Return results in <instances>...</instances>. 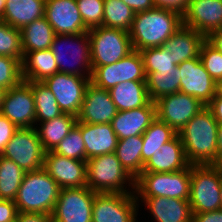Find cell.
<instances>
[{"label": "cell", "mask_w": 222, "mask_h": 222, "mask_svg": "<svg viewBox=\"0 0 222 222\" xmlns=\"http://www.w3.org/2000/svg\"><path fill=\"white\" fill-rule=\"evenodd\" d=\"M87 186L61 188L51 214L52 222H92L95 195Z\"/></svg>", "instance_id": "cell-11"}, {"label": "cell", "mask_w": 222, "mask_h": 222, "mask_svg": "<svg viewBox=\"0 0 222 222\" xmlns=\"http://www.w3.org/2000/svg\"><path fill=\"white\" fill-rule=\"evenodd\" d=\"M135 12L122 0H104L103 26L130 31Z\"/></svg>", "instance_id": "cell-36"}, {"label": "cell", "mask_w": 222, "mask_h": 222, "mask_svg": "<svg viewBox=\"0 0 222 222\" xmlns=\"http://www.w3.org/2000/svg\"><path fill=\"white\" fill-rule=\"evenodd\" d=\"M129 80L146 81L143 59L137 50L113 64L96 67L91 76V83L105 90Z\"/></svg>", "instance_id": "cell-12"}, {"label": "cell", "mask_w": 222, "mask_h": 222, "mask_svg": "<svg viewBox=\"0 0 222 222\" xmlns=\"http://www.w3.org/2000/svg\"><path fill=\"white\" fill-rule=\"evenodd\" d=\"M86 185L96 193H134L135 179L124 169L115 153L86 161Z\"/></svg>", "instance_id": "cell-4"}, {"label": "cell", "mask_w": 222, "mask_h": 222, "mask_svg": "<svg viewBox=\"0 0 222 222\" xmlns=\"http://www.w3.org/2000/svg\"><path fill=\"white\" fill-rule=\"evenodd\" d=\"M217 165L222 166V125L218 126L217 132Z\"/></svg>", "instance_id": "cell-51"}, {"label": "cell", "mask_w": 222, "mask_h": 222, "mask_svg": "<svg viewBox=\"0 0 222 222\" xmlns=\"http://www.w3.org/2000/svg\"><path fill=\"white\" fill-rule=\"evenodd\" d=\"M116 114L117 109L109 90L96 87L90 82L77 120L89 124H107L111 123Z\"/></svg>", "instance_id": "cell-20"}, {"label": "cell", "mask_w": 222, "mask_h": 222, "mask_svg": "<svg viewBox=\"0 0 222 222\" xmlns=\"http://www.w3.org/2000/svg\"><path fill=\"white\" fill-rule=\"evenodd\" d=\"M45 153L36 128H18L1 156L13 160L25 172L44 167Z\"/></svg>", "instance_id": "cell-9"}, {"label": "cell", "mask_w": 222, "mask_h": 222, "mask_svg": "<svg viewBox=\"0 0 222 222\" xmlns=\"http://www.w3.org/2000/svg\"><path fill=\"white\" fill-rule=\"evenodd\" d=\"M179 92L197 98L207 106L216 95L217 82L205 70L200 57L181 62L179 65Z\"/></svg>", "instance_id": "cell-16"}, {"label": "cell", "mask_w": 222, "mask_h": 222, "mask_svg": "<svg viewBox=\"0 0 222 222\" xmlns=\"http://www.w3.org/2000/svg\"><path fill=\"white\" fill-rule=\"evenodd\" d=\"M20 32L24 55L27 52L49 49L56 35L45 17L29 23L23 27Z\"/></svg>", "instance_id": "cell-30"}, {"label": "cell", "mask_w": 222, "mask_h": 222, "mask_svg": "<svg viewBox=\"0 0 222 222\" xmlns=\"http://www.w3.org/2000/svg\"><path fill=\"white\" fill-rule=\"evenodd\" d=\"M142 135L118 140L115 154L124 169L136 179L142 173Z\"/></svg>", "instance_id": "cell-31"}, {"label": "cell", "mask_w": 222, "mask_h": 222, "mask_svg": "<svg viewBox=\"0 0 222 222\" xmlns=\"http://www.w3.org/2000/svg\"><path fill=\"white\" fill-rule=\"evenodd\" d=\"M84 25L88 29L103 26L104 0H76Z\"/></svg>", "instance_id": "cell-42"}, {"label": "cell", "mask_w": 222, "mask_h": 222, "mask_svg": "<svg viewBox=\"0 0 222 222\" xmlns=\"http://www.w3.org/2000/svg\"><path fill=\"white\" fill-rule=\"evenodd\" d=\"M177 133L166 123L156 118L142 134V170L153 154L160 152V147L169 142Z\"/></svg>", "instance_id": "cell-33"}, {"label": "cell", "mask_w": 222, "mask_h": 222, "mask_svg": "<svg viewBox=\"0 0 222 222\" xmlns=\"http://www.w3.org/2000/svg\"><path fill=\"white\" fill-rule=\"evenodd\" d=\"M182 15L174 10L154 7L148 11L135 13L129 31L134 50L159 47L181 26Z\"/></svg>", "instance_id": "cell-2"}, {"label": "cell", "mask_w": 222, "mask_h": 222, "mask_svg": "<svg viewBox=\"0 0 222 222\" xmlns=\"http://www.w3.org/2000/svg\"><path fill=\"white\" fill-rule=\"evenodd\" d=\"M193 222H222V209L193 214Z\"/></svg>", "instance_id": "cell-47"}, {"label": "cell", "mask_w": 222, "mask_h": 222, "mask_svg": "<svg viewBox=\"0 0 222 222\" xmlns=\"http://www.w3.org/2000/svg\"><path fill=\"white\" fill-rule=\"evenodd\" d=\"M46 0H6L2 22L21 30L44 17Z\"/></svg>", "instance_id": "cell-26"}, {"label": "cell", "mask_w": 222, "mask_h": 222, "mask_svg": "<svg viewBox=\"0 0 222 222\" xmlns=\"http://www.w3.org/2000/svg\"><path fill=\"white\" fill-rule=\"evenodd\" d=\"M6 0H0V18L2 20L5 11Z\"/></svg>", "instance_id": "cell-53"}, {"label": "cell", "mask_w": 222, "mask_h": 222, "mask_svg": "<svg viewBox=\"0 0 222 222\" xmlns=\"http://www.w3.org/2000/svg\"><path fill=\"white\" fill-rule=\"evenodd\" d=\"M215 97H222V79L217 82Z\"/></svg>", "instance_id": "cell-52"}, {"label": "cell", "mask_w": 222, "mask_h": 222, "mask_svg": "<svg viewBox=\"0 0 222 222\" xmlns=\"http://www.w3.org/2000/svg\"><path fill=\"white\" fill-rule=\"evenodd\" d=\"M154 222H193L189 200L165 197L136 198ZM144 203V204H143Z\"/></svg>", "instance_id": "cell-21"}, {"label": "cell", "mask_w": 222, "mask_h": 222, "mask_svg": "<svg viewBox=\"0 0 222 222\" xmlns=\"http://www.w3.org/2000/svg\"><path fill=\"white\" fill-rule=\"evenodd\" d=\"M179 72V67L176 66L174 69L151 72L146 76V86L151 101L155 103L164 96L179 92L181 80Z\"/></svg>", "instance_id": "cell-32"}, {"label": "cell", "mask_w": 222, "mask_h": 222, "mask_svg": "<svg viewBox=\"0 0 222 222\" xmlns=\"http://www.w3.org/2000/svg\"><path fill=\"white\" fill-rule=\"evenodd\" d=\"M191 164L188 162L185 150L178 133L160 147V152L152 155L144 164L142 172H176L186 169Z\"/></svg>", "instance_id": "cell-24"}, {"label": "cell", "mask_w": 222, "mask_h": 222, "mask_svg": "<svg viewBox=\"0 0 222 222\" xmlns=\"http://www.w3.org/2000/svg\"><path fill=\"white\" fill-rule=\"evenodd\" d=\"M22 78L25 82H43L58 73V66L51 49L27 52L23 56Z\"/></svg>", "instance_id": "cell-27"}, {"label": "cell", "mask_w": 222, "mask_h": 222, "mask_svg": "<svg viewBox=\"0 0 222 222\" xmlns=\"http://www.w3.org/2000/svg\"><path fill=\"white\" fill-rule=\"evenodd\" d=\"M17 214V207L13 200L0 199V222H14Z\"/></svg>", "instance_id": "cell-44"}, {"label": "cell", "mask_w": 222, "mask_h": 222, "mask_svg": "<svg viewBox=\"0 0 222 222\" xmlns=\"http://www.w3.org/2000/svg\"><path fill=\"white\" fill-rule=\"evenodd\" d=\"M32 92L36 109V125L63 114L55 95L43 82H32Z\"/></svg>", "instance_id": "cell-35"}, {"label": "cell", "mask_w": 222, "mask_h": 222, "mask_svg": "<svg viewBox=\"0 0 222 222\" xmlns=\"http://www.w3.org/2000/svg\"><path fill=\"white\" fill-rule=\"evenodd\" d=\"M53 152L67 158L86 161L85 143L80 129L75 125Z\"/></svg>", "instance_id": "cell-39"}, {"label": "cell", "mask_w": 222, "mask_h": 222, "mask_svg": "<svg viewBox=\"0 0 222 222\" xmlns=\"http://www.w3.org/2000/svg\"><path fill=\"white\" fill-rule=\"evenodd\" d=\"M157 118L156 104L150 101L146 106L127 111H117L111 125L118 140L142 135Z\"/></svg>", "instance_id": "cell-22"}, {"label": "cell", "mask_w": 222, "mask_h": 222, "mask_svg": "<svg viewBox=\"0 0 222 222\" xmlns=\"http://www.w3.org/2000/svg\"><path fill=\"white\" fill-rule=\"evenodd\" d=\"M222 166L191 165L190 197L192 213L221 209Z\"/></svg>", "instance_id": "cell-7"}, {"label": "cell", "mask_w": 222, "mask_h": 222, "mask_svg": "<svg viewBox=\"0 0 222 222\" xmlns=\"http://www.w3.org/2000/svg\"><path fill=\"white\" fill-rule=\"evenodd\" d=\"M0 113L17 128L36 126V109L32 92V82L22 81L5 91Z\"/></svg>", "instance_id": "cell-14"}, {"label": "cell", "mask_w": 222, "mask_h": 222, "mask_svg": "<svg viewBox=\"0 0 222 222\" xmlns=\"http://www.w3.org/2000/svg\"><path fill=\"white\" fill-rule=\"evenodd\" d=\"M155 104L157 118L168 124L176 133L205 107L197 98L181 92L164 96Z\"/></svg>", "instance_id": "cell-15"}, {"label": "cell", "mask_w": 222, "mask_h": 222, "mask_svg": "<svg viewBox=\"0 0 222 222\" xmlns=\"http://www.w3.org/2000/svg\"><path fill=\"white\" fill-rule=\"evenodd\" d=\"M191 165L176 172H142L135 179L136 198L165 197L189 200Z\"/></svg>", "instance_id": "cell-6"}, {"label": "cell", "mask_w": 222, "mask_h": 222, "mask_svg": "<svg viewBox=\"0 0 222 222\" xmlns=\"http://www.w3.org/2000/svg\"><path fill=\"white\" fill-rule=\"evenodd\" d=\"M155 7L171 9L181 15L185 12L190 0H153Z\"/></svg>", "instance_id": "cell-45"}, {"label": "cell", "mask_w": 222, "mask_h": 222, "mask_svg": "<svg viewBox=\"0 0 222 222\" xmlns=\"http://www.w3.org/2000/svg\"><path fill=\"white\" fill-rule=\"evenodd\" d=\"M18 128L0 113V156Z\"/></svg>", "instance_id": "cell-43"}, {"label": "cell", "mask_w": 222, "mask_h": 222, "mask_svg": "<svg viewBox=\"0 0 222 222\" xmlns=\"http://www.w3.org/2000/svg\"><path fill=\"white\" fill-rule=\"evenodd\" d=\"M16 222H52V217L41 213H18Z\"/></svg>", "instance_id": "cell-46"}, {"label": "cell", "mask_w": 222, "mask_h": 222, "mask_svg": "<svg viewBox=\"0 0 222 222\" xmlns=\"http://www.w3.org/2000/svg\"><path fill=\"white\" fill-rule=\"evenodd\" d=\"M5 89H3L2 87H0V109H1V106H2V101H3V97H4V94H5Z\"/></svg>", "instance_id": "cell-54"}, {"label": "cell", "mask_w": 222, "mask_h": 222, "mask_svg": "<svg viewBox=\"0 0 222 222\" xmlns=\"http://www.w3.org/2000/svg\"><path fill=\"white\" fill-rule=\"evenodd\" d=\"M144 64L146 76L151 72H160V70L174 69V58L170 52L164 50L162 46L146 48L139 51Z\"/></svg>", "instance_id": "cell-37"}, {"label": "cell", "mask_w": 222, "mask_h": 222, "mask_svg": "<svg viewBox=\"0 0 222 222\" xmlns=\"http://www.w3.org/2000/svg\"><path fill=\"white\" fill-rule=\"evenodd\" d=\"M182 24L207 38L222 29V0H190L182 14Z\"/></svg>", "instance_id": "cell-17"}, {"label": "cell", "mask_w": 222, "mask_h": 222, "mask_svg": "<svg viewBox=\"0 0 222 222\" xmlns=\"http://www.w3.org/2000/svg\"><path fill=\"white\" fill-rule=\"evenodd\" d=\"M206 37L193 28L182 25L164 44L162 48L171 53L174 64L199 57L200 49Z\"/></svg>", "instance_id": "cell-25"}, {"label": "cell", "mask_w": 222, "mask_h": 222, "mask_svg": "<svg viewBox=\"0 0 222 222\" xmlns=\"http://www.w3.org/2000/svg\"><path fill=\"white\" fill-rule=\"evenodd\" d=\"M76 122L77 117L63 113L54 119L38 123L35 128L44 150L53 151L74 128Z\"/></svg>", "instance_id": "cell-29"}, {"label": "cell", "mask_w": 222, "mask_h": 222, "mask_svg": "<svg viewBox=\"0 0 222 222\" xmlns=\"http://www.w3.org/2000/svg\"><path fill=\"white\" fill-rule=\"evenodd\" d=\"M92 71L98 66L113 64L134 49L128 31L105 26L88 30Z\"/></svg>", "instance_id": "cell-8"}, {"label": "cell", "mask_w": 222, "mask_h": 222, "mask_svg": "<svg viewBox=\"0 0 222 222\" xmlns=\"http://www.w3.org/2000/svg\"><path fill=\"white\" fill-rule=\"evenodd\" d=\"M91 78L73 74L55 73L45 79L43 83L55 95L61 111L78 117L85 92Z\"/></svg>", "instance_id": "cell-13"}, {"label": "cell", "mask_w": 222, "mask_h": 222, "mask_svg": "<svg viewBox=\"0 0 222 222\" xmlns=\"http://www.w3.org/2000/svg\"><path fill=\"white\" fill-rule=\"evenodd\" d=\"M22 81L21 61L8 56H0V87L8 90Z\"/></svg>", "instance_id": "cell-40"}, {"label": "cell", "mask_w": 222, "mask_h": 222, "mask_svg": "<svg viewBox=\"0 0 222 222\" xmlns=\"http://www.w3.org/2000/svg\"><path fill=\"white\" fill-rule=\"evenodd\" d=\"M76 126L80 129L85 143L86 161L95 156L115 152L118 137L111 123L89 124L77 120Z\"/></svg>", "instance_id": "cell-23"}, {"label": "cell", "mask_w": 222, "mask_h": 222, "mask_svg": "<svg viewBox=\"0 0 222 222\" xmlns=\"http://www.w3.org/2000/svg\"><path fill=\"white\" fill-rule=\"evenodd\" d=\"M126 3L135 13L148 11L155 7L153 0H122Z\"/></svg>", "instance_id": "cell-48"}, {"label": "cell", "mask_w": 222, "mask_h": 222, "mask_svg": "<svg viewBox=\"0 0 222 222\" xmlns=\"http://www.w3.org/2000/svg\"><path fill=\"white\" fill-rule=\"evenodd\" d=\"M50 49L60 73L91 78L92 63L88 32L56 34Z\"/></svg>", "instance_id": "cell-5"}, {"label": "cell", "mask_w": 222, "mask_h": 222, "mask_svg": "<svg viewBox=\"0 0 222 222\" xmlns=\"http://www.w3.org/2000/svg\"><path fill=\"white\" fill-rule=\"evenodd\" d=\"M200 60L215 82L222 79V53L207 39L200 49Z\"/></svg>", "instance_id": "cell-41"}, {"label": "cell", "mask_w": 222, "mask_h": 222, "mask_svg": "<svg viewBox=\"0 0 222 222\" xmlns=\"http://www.w3.org/2000/svg\"><path fill=\"white\" fill-rule=\"evenodd\" d=\"M206 39L222 53V29L212 32Z\"/></svg>", "instance_id": "cell-50"}, {"label": "cell", "mask_w": 222, "mask_h": 222, "mask_svg": "<svg viewBox=\"0 0 222 222\" xmlns=\"http://www.w3.org/2000/svg\"><path fill=\"white\" fill-rule=\"evenodd\" d=\"M44 17L55 34H81L88 32L76 0H46Z\"/></svg>", "instance_id": "cell-19"}, {"label": "cell", "mask_w": 222, "mask_h": 222, "mask_svg": "<svg viewBox=\"0 0 222 222\" xmlns=\"http://www.w3.org/2000/svg\"><path fill=\"white\" fill-rule=\"evenodd\" d=\"M139 204L134 193H97L92 222H139Z\"/></svg>", "instance_id": "cell-10"}, {"label": "cell", "mask_w": 222, "mask_h": 222, "mask_svg": "<svg viewBox=\"0 0 222 222\" xmlns=\"http://www.w3.org/2000/svg\"><path fill=\"white\" fill-rule=\"evenodd\" d=\"M218 126L213 113L205 106L178 133L191 165H217Z\"/></svg>", "instance_id": "cell-1"}, {"label": "cell", "mask_w": 222, "mask_h": 222, "mask_svg": "<svg viewBox=\"0 0 222 222\" xmlns=\"http://www.w3.org/2000/svg\"><path fill=\"white\" fill-rule=\"evenodd\" d=\"M0 56H8L23 61L21 32L19 29L0 23Z\"/></svg>", "instance_id": "cell-38"}, {"label": "cell", "mask_w": 222, "mask_h": 222, "mask_svg": "<svg viewBox=\"0 0 222 222\" xmlns=\"http://www.w3.org/2000/svg\"><path fill=\"white\" fill-rule=\"evenodd\" d=\"M60 189L44 168L26 172L14 200L18 213L51 215Z\"/></svg>", "instance_id": "cell-3"}, {"label": "cell", "mask_w": 222, "mask_h": 222, "mask_svg": "<svg viewBox=\"0 0 222 222\" xmlns=\"http://www.w3.org/2000/svg\"><path fill=\"white\" fill-rule=\"evenodd\" d=\"M60 188H79L86 185V161L67 158L47 151L44 167Z\"/></svg>", "instance_id": "cell-18"}, {"label": "cell", "mask_w": 222, "mask_h": 222, "mask_svg": "<svg viewBox=\"0 0 222 222\" xmlns=\"http://www.w3.org/2000/svg\"><path fill=\"white\" fill-rule=\"evenodd\" d=\"M25 174L13 160L0 156V199L14 201Z\"/></svg>", "instance_id": "cell-34"}, {"label": "cell", "mask_w": 222, "mask_h": 222, "mask_svg": "<svg viewBox=\"0 0 222 222\" xmlns=\"http://www.w3.org/2000/svg\"><path fill=\"white\" fill-rule=\"evenodd\" d=\"M220 200H221V209H222V182L220 184Z\"/></svg>", "instance_id": "cell-55"}, {"label": "cell", "mask_w": 222, "mask_h": 222, "mask_svg": "<svg viewBox=\"0 0 222 222\" xmlns=\"http://www.w3.org/2000/svg\"><path fill=\"white\" fill-rule=\"evenodd\" d=\"M117 111L146 106L150 101L146 81H125L109 90Z\"/></svg>", "instance_id": "cell-28"}, {"label": "cell", "mask_w": 222, "mask_h": 222, "mask_svg": "<svg viewBox=\"0 0 222 222\" xmlns=\"http://www.w3.org/2000/svg\"><path fill=\"white\" fill-rule=\"evenodd\" d=\"M207 107L213 113L215 120L222 125V97H214Z\"/></svg>", "instance_id": "cell-49"}]
</instances>
